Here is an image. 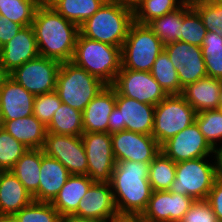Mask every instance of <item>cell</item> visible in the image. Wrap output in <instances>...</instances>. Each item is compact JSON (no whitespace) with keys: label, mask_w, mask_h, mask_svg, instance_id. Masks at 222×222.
<instances>
[{"label":"cell","mask_w":222,"mask_h":222,"mask_svg":"<svg viewBox=\"0 0 222 222\" xmlns=\"http://www.w3.org/2000/svg\"><path fill=\"white\" fill-rule=\"evenodd\" d=\"M193 202V198L169 190L152 191L142 216L146 222H180Z\"/></svg>","instance_id":"17"},{"label":"cell","mask_w":222,"mask_h":222,"mask_svg":"<svg viewBox=\"0 0 222 222\" xmlns=\"http://www.w3.org/2000/svg\"><path fill=\"white\" fill-rule=\"evenodd\" d=\"M38 56L32 25L24 26L12 40L1 47V65L9 74Z\"/></svg>","instance_id":"20"},{"label":"cell","mask_w":222,"mask_h":222,"mask_svg":"<svg viewBox=\"0 0 222 222\" xmlns=\"http://www.w3.org/2000/svg\"><path fill=\"white\" fill-rule=\"evenodd\" d=\"M195 122L209 145L216 148L217 142L222 141V110L219 108L199 112Z\"/></svg>","instance_id":"36"},{"label":"cell","mask_w":222,"mask_h":222,"mask_svg":"<svg viewBox=\"0 0 222 222\" xmlns=\"http://www.w3.org/2000/svg\"><path fill=\"white\" fill-rule=\"evenodd\" d=\"M107 222H146L142 214L119 213L114 214Z\"/></svg>","instance_id":"45"},{"label":"cell","mask_w":222,"mask_h":222,"mask_svg":"<svg viewBox=\"0 0 222 222\" xmlns=\"http://www.w3.org/2000/svg\"><path fill=\"white\" fill-rule=\"evenodd\" d=\"M106 1L128 7L132 10H134L139 4V0H106Z\"/></svg>","instance_id":"48"},{"label":"cell","mask_w":222,"mask_h":222,"mask_svg":"<svg viewBox=\"0 0 222 222\" xmlns=\"http://www.w3.org/2000/svg\"><path fill=\"white\" fill-rule=\"evenodd\" d=\"M164 51L177 70L182 88L208 76L201 47L176 41L164 45Z\"/></svg>","instance_id":"15"},{"label":"cell","mask_w":222,"mask_h":222,"mask_svg":"<svg viewBox=\"0 0 222 222\" xmlns=\"http://www.w3.org/2000/svg\"><path fill=\"white\" fill-rule=\"evenodd\" d=\"M22 28L21 24L0 15V48L12 40Z\"/></svg>","instance_id":"44"},{"label":"cell","mask_w":222,"mask_h":222,"mask_svg":"<svg viewBox=\"0 0 222 222\" xmlns=\"http://www.w3.org/2000/svg\"><path fill=\"white\" fill-rule=\"evenodd\" d=\"M41 163L42 149H27L11 169L32 196L39 188Z\"/></svg>","instance_id":"28"},{"label":"cell","mask_w":222,"mask_h":222,"mask_svg":"<svg viewBox=\"0 0 222 222\" xmlns=\"http://www.w3.org/2000/svg\"><path fill=\"white\" fill-rule=\"evenodd\" d=\"M175 175L176 163L160 151L149 164L148 180L152 191L170 190Z\"/></svg>","instance_id":"31"},{"label":"cell","mask_w":222,"mask_h":222,"mask_svg":"<svg viewBox=\"0 0 222 222\" xmlns=\"http://www.w3.org/2000/svg\"><path fill=\"white\" fill-rule=\"evenodd\" d=\"M57 13L79 27L93 16L106 0H45Z\"/></svg>","instance_id":"29"},{"label":"cell","mask_w":222,"mask_h":222,"mask_svg":"<svg viewBox=\"0 0 222 222\" xmlns=\"http://www.w3.org/2000/svg\"><path fill=\"white\" fill-rule=\"evenodd\" d=\"M0 64H1V48H0Z\"/></svg>","instance_id":"53"},{"label":"cell","mask_w":222,"mask_h":222,"mask_svg":"<svg viewBox=\"0 0 222 222\" xmlns=\"http://www.w3.org/2000/svg\"><path fill=\"white\" fill-rule=\"evenodd\" d=\"M3 129V120L2 116L0 115V131Z\"/></svg>","instance_id":"52"},{"label":"cell","mask_w":222,"mask_h":222,"mask_svg":"<svg viewBox=\"0 0 222 222\" xmlns=\"http://www.w3.org/2000/svg\"><path fill=\"white\" fill-rule=\"evenodd\" d=\"M192 7L199 13L206 31L222 34V0H190Z\"/></svg>","instance_id":"38"},{"label":"cell","mask_w":222,"mask_h":222,"mask_svg":"<svg viewBox=\"0 0 222 222\" xmlns=\"http://www.w3.org/2000/svg\"><path fill=\"white\" fill-rule=\"evenodd\" d=\"M81 138L88 161L87 175L94 182H110L116 165L111 134L83 132Z\"/></svg>","instance_id":"10"},{"label":"cell","mask_w":222,"mask_h":222,"mask_svg":"<svg viewBox=\"0 0 222 222\" xmlns=\"http://www.w3.org/2000/svg\"><path fill=\"white\" fill-rule=\"evenodd\" d=\"M32 28L39 56L59 62L72 61L79 26L67 20L45 1L36 8Z\"/></svg>","instance_id":"1"},{"label":"cell","mask_w":222,"mask_h":222,"mask_svg":"<svg viewBox=\"0 0 222 222\" xmlns=\"http://www.w3.org/2000/svg\"><path fill=\"white\" fill-rule=\"evenodd\" d=\"M175 163L196 158L212 157L214 149L206 141L196 122L169 138L160 146Z\"/></svg>","instance_id":"14"},{"label":"cell","mask_w":222,"mask_h":222,"mask_svg":"<svg viewBox=\"0 0 222 222\" xmlns=\"http://www.w3.org/2000/svg\"><path fill=\"white\" fill-rule=\"evenodd\" d=\"M192 8L190 0H186L179 8L162 17L155 18L147 26L160 39L163 45L182 41L183 16Z\"/></svg>","instance_id":"27"},{"label":"cell","mask_w":222,"mask_h":222,"mask_svg":"<svg viewBox=\"0 0 222 222\" xmlns=\"http://www.w3.org/2000/svg\"><path fill=\"white\" fill-rule=\"evenodd\" d=\"M116 213L110 182H94L80 200L73 215L107 222Z\"/></svg>","instance_id":"18"},{"label":"cell","mask_w":222,"mask_h":222,"mask_svg":"<svg viewBox=\"0 0 222 222\" xmlns=\"http://www.w3.org/2000/svg\"><path fill=\"white\" fill-rule=\"evenodd\" d=\"M216 217L206 199L194 200L180 222H215Z\"/></svg>","instance_id":"42"},{"label":"cell","mask_w":222,"mask_h":222,"mask_svg":"<svg viewBox=\"0 0 222 222\" xmlns=\"http://www.w3.org/2000/svg\"><path fill=\"white\" fill-rule=\"evenodd\" d=\"M219 104H220V109L222 110V87H221L220 96H219Z\"/></svg>","instance_id":"51"},{"label":"cell","mask_w":222,"mask_h":222,"mask_svg":"<svg viewBox=\"0 0 222 222\" xmlns=\"http://www.w3.org/2000/svg\"><path fill=\"white\" fill-rule=\"evenodd\" d=\"M17 222H60L61 215L51 202L32 201L12 216Z\"/></svg>","instance_id":"37"},{"label":"cell","mask_w":222,"mask_h":222,"mask_svg":"<svg viewBox=\"0 0 222 222\" xmlns=\"http://www.w3.org/2000/svg\"><path fill=\"white\" fill-rule=\"evenodd\" d=\"M206 200L212 207L216 220L222 222V181L215 180Z\"/></svg>","instance_id":"43"},{"label":"cell","mask_w":222,"mask_h":222,"mask_svg":"<svg viewBox=\"0 0 222 222\" xmlns=\"http://www.w3.org/2000/svg\"><path fill=\"white\" fill-rule=\"evenodd\" d=\"M164 45L147 24L133 22L121 47V68L151 72Z\"/></svg>","instance_id":"6"},{"label":"cell","mask_w":222,"mask_h":222,"mask_svg":"<svg viewBox=\"0 0 222 222\" xmlns=\"http://www.w3.org/2000/svg\"><path fill=\"white\" fill-rule=\"evenodd\" d=\"M186 0H139L134 9V21L147 24L151 20L162 17L179 8Z\"/></svg>","instance_id":"35"},{"label":"cell","mask_w":222,"mask_h":222,"mask_svg":"<svg viewBox=\"0 0 222 222\" xmlns=\"http://www.w3.org/2000/svg\"><path fill=\"white\" fill-rule=\"evenodd\" d=\"M207 75L222 80V34L209 31L201 45Z\"/></svg>","instance_id":"33"},{"label":"cell","mask_w":222,"mask_h":222,"mask_svg":"<svg viewBox=\"0 0 222 222\" xmlns=\"http://www.w3.org/2000/svg\"><path fill=\"white\" fill-rule=\"evenodd\" d=\"M0 222H17L13 217H0Z\"/></svg>","instance_id":"50"},{"label":"cell","mask_w":222,"mask_h":222,"mask_svg":"<svg viewBox=\"0 0 222 222\" xmlns=\"http://www.w3.org/2000/svg\"><path fill=\"white\" fill-rule=\"evenodd\" d=\"M214 148L213 157L215 159V171H216V179L222 181V144Z\"/></svg>","instance_id":"46"},{"label":"cell","mask_w":222,"mask_h":222,"mask_svg":"<svg viewBox=\"0 0 222 222\" xmlns=\"http://www.w3.org/2000/svg\"><path fill=\"white\" fill-rule=\"evenodd\" d=\"M72 62L106 85H113L121 69V48L78 34Z\"/></svg>","instance_id":"4"},{"label":"cell","mask_w":222,"mask_h":222,"mask_svg":"<svg viewBox=\"0 0 222 222\" xmlns=\"http://www.w3.org/2000/svg\"><path fill=\"white\" fill-rule=\"evenodd\" d=\"M208 162L207 157L177 162L169 191L194 200L206 199L216 180L215 162Z\"/></svg>","instance_id":"8"},{"label":"cell","mask_w":222,"mask_h":222,"mask_svg":"<svg viewBox=\"0 0 222 222\" xmlns=\"http://www.w3.org/2000/svg\"><path fill=\"white\" fill-rule=\"evenodd\" d=\"M3 129L28 149H43L47 134L46 125L33 114L27 117L3 121Z\"/></svg>","instance_id":"25"},{"label":"cell","mask_w":222,"mask_h":222,"mask_svg":"<svg viewBox=\"0 0 222 222\" xmlns=\"http://www.w3.org/2000/svg\"><path fill=\"white\" fill-rule=\"evenodd\" d=\"M35 95L28 92L12 77L0 87V115L3 121H11L33 114Z\"/></svg>","instance_id":"19"},{"label":"cell","mask_w":222,"mask_h":222,"mask_svg":"<svg viewBox=\"0 0 222 222\" xmlns=\"http://www.w3.org/2000/svg\"><path fill=\"white\" fill-rule=\"evenodd\" d=\"M122 96L156 106L167 94L151 72L121 68L112 85Z\"/></svg>","instance_id":"12"},{"label":"cell","mask_w":222,"mask_h":222,"mask_svg":"<svg viewBox=\"0 0 222 222\" xmlns=\"http://www.w3.org/2000/svg\"><path fill=\"white\" fill-rule=\"evenodd\" d=\"M182 42L201 47L206 36V28L199 13L192 7L183 16Z\"/></svg>","instance_id":"40"},{"label":"cell","mask_w":222,"mask_h":222,"mask_svg":"<svg viewBox=\"0 0 222 222\" xmlns=\"http://www.w3.org/2000/svg\"><path fill=\"white\" fill-rule=\"evenodd\" d=\"M116 162L150 163L160 152V145L152 135L123 130L111 134Z\"/></svg>","instance_id":"16"},{"label":"cell","mask_w":222,"mask_h":222,"mask_svg":"<svg viewBox=\"0 0 222 222\" xmlns=\"http://www.w3.org/2000/svg\"><path fill=\"white\" fill-rule=\"evenodd\" d=\"M196 114L181 95H167L155 106L152 136L161 146L195 122Z\"/></svg>","instance_id":"7"},{"label":"cell","mask_w":222,"mask_h":222,"mask_svg":"<svg viewBox=\"0 0 222 222\" xmlns=\"http://www.w3.org/2000/svg\"><path fill=\"white\" fill-rule=\"evenodd\" d=\"M60 222H103L91 218H82L75 215H66L61 217Z\"/></svg>","instance_id":"47"},{"label":"cell","mask_w":222,"mask_h":222,"mask_svg":"<svg viewBox=\"0 0 222 222\" xmlns=\"http://www.w3.org/2000/svg\"><path fill=\"white\" fill-rule=\"evenodd\" d=\"M151 74L167 95L181 94L183 88L180 86L177 70L165 51L155 60Z\"/></svg>","instance_id":"32"},{"label":"cell","mask_w":222,"mask_h":222,"mask_svg":"<svg viewBox=\"0 0 222 222\" xmlns=\"http://www.w3.org/2000/svg\"><path fill=\"white\" fill-rule=\"evenodd\" d=\"M149 164L116 162L110 184L117 212L142 214L145 211L152 194L148 180Z\"/></svg>","instance_id":"2"},{"label":"cell","mask_w":222,"mask_h":222,"mask_svg":"<svg viewBox=\"0 0 222 222\" xmlns=\"http://www.w3.org/2000/svg\"><path fill=\"white\" fill-rule=\"evenodd\" d=\"M60 65L61 62L57 60L38 56L9 75L28 92L39 95L55 91Z\"/></svg>","instance_id":"11"},{"label":"cell","mask_w":222,"mask_h":222,"mask_svg":"<svg viewBox=\"0 0 222 222\" xmlns=\"http://www.w3.org/2000/svg\"><path fill=\"white\" fill-rule=\"evenodd\" d=\"M28 148L5 129L0 131V170H11Z\"/></svg>","instance_id":"39"},{"label":"cell","mask_w":222,"mask_h":222,"mask_svg":"<svg viewBox=\"0 0 222 222\" xmlns=\"http://www.w3.org/2000/svg\"><path fill=\"white\" fill-rule=\"evenodd\" d=\"M70 173L57 159L47 156L42 149V163L38 191L33 201L52 202L66 183Z\"/></svg>","instance_id":"22"},{"label":"cell","mask_w":222,"mask_h":222,"mask_svg":"<svg viewBox=\"0 0 222 222\" xmlns=\"http://www.w3.org/2000/svg\"><path fill=\"white\" fill-rule=\"evenodd\" d=\"M116 106V90L106 85L82 111L84 132H108L109 115Z\"/></svg>","instance_id":"21"},{"label":"cell","mask_w":222,"mask_h":222,"mask_svg":"<svg viewBox=\"0 0 222 222\" xmlns=\"http://www.w3.org/2000/svg\"><path fill=\"white\" fill-rule=\"evenodd\" d=\"M61 103L56 91L35 95L33 115L47 126Z\"/></svg>","instance_id":"41"},{"label":"cell","mask_w":222,"mask_h":222,"mask_svg":"<svg viewBox=\"0 0 222 222\" xmlns=\"http://www.w3.org/2000/svg\"><path fill=\"white\" fill-rule=\"evenodd\" d=\"M93 183L88 175H70L51 204L61 217L73 215L80 200Z\"/></svg>","instance_id":"26"},{"label":"cell","mask_w":222,"mask_h":222,"mask_svg":"<svg viewBox=\"0 0 222 222\" xmlns=\"http://www.w3.org/2000/svg\"><path fill=\"white\" fill-rule=\"evenodd\" d=\"M43 151L61 162L70 175H87L88 161L81 136L47 133Z\"/></svg>","instance_id":"13"},{"label":"cell","mask_w":222,"mask_h":222,"mask_svg":"<svg viewBox=\"0 0 222 222\" xmlns=\"http://www.w3.org/2000/svg\"><path fill=\"white\" fill-rule=\"evenodd\" d=\"M155 106L120 95L116 91V106L109 115L108 133L123 130L152 135Z\"/></svg>","instance_id":"9"},{"label":"cell","mask_w":222,"mask_h":222,"mask_svg":"<svg viewBox=\"0 0 222 222\" xmlns=\"http://www.w3.org/2000/svg\"><path fill=\"white\" fill-rule=\"evenodd\" d=\"M46 130L47 133L81 136L84 132L82 112L62 102L54 112L52 120L46 126Z\"/></svg>","instance_id":"30"},{"label":"cell","mask_w":222,"mask_h":222,"mask_svg":"<svg viewBox=\"0 0 222 222\" xmlns=\"http://www.w3.org/2000/svg\"><path fill=\"white\" fill-rule=\"evenodd\" d=\"M105 86L85 69L67 61L60 65L55 91L63 103L82 112Z\"/></svg>","instance_id":"5"},{"label":"cell","mask_w":222,"mask_h":222,"mask_svg":"<svg viewBox=\"0 0 222 222\" xmlns=\"http://www.w3.org/2000/svg\"><path fill=\"white\" fill-rule=\"evenodd\" d=\"M33 201L11 170L0 171V217H12Z\"/></svg>","instance_id":"23"},{"label":"cell","mask_w":222,"mask_h":222,"mask_svg":"<svg viewBox=\"0 0 222 222\" xmlns=\"http://www.w3.org/2000/svg\"><path fill=\"white\" fill-rule=\"evenodd\" d=\"M221 87V79L206 76L186 85L180 95L195 109L196 113H199L220 108Z\"/></svg>","instance_id":"24"},{"label":"cell","mask_w":222,"mask_h":222,"mask_svg":"<svg viewBox=\"0 0 222 222\" xmlns=\"http://www.w3.org/2000/svg\"><path fill=\"white\" fill-rule=\"evenodd\" d=\"M133 22L134 10L106 1L79 27V32L89 39L121 48Z\"/></svg>","instance_id":"3"},{"label":"cell","mask_w":222,"mask_h":222,"mask_svg":"<svg viewBox=\"0 0 222 222\" xmlns=\"http://www.w3.org/2000/svg\"><path fill=\"white\" fill-rule=\"evenodd\" d=\"M9 73L0 64V87L3 85L4 81L9 77Z\"/></svg>","instance_id":"49"},{"label":"cell","mask_w":222,"mask_h":222,"mask_svg":"<svg viewBox=\"0 0 222 222\" xmlns=\"http://www.w3.org/2000/svg\"><path fill=\"white\" fill-rule=\"evenodd\" d=\"M43 0H0V15L24 26L32 25L36 8Z\"/></svg>","instance_id":"34"}]
</instances>
